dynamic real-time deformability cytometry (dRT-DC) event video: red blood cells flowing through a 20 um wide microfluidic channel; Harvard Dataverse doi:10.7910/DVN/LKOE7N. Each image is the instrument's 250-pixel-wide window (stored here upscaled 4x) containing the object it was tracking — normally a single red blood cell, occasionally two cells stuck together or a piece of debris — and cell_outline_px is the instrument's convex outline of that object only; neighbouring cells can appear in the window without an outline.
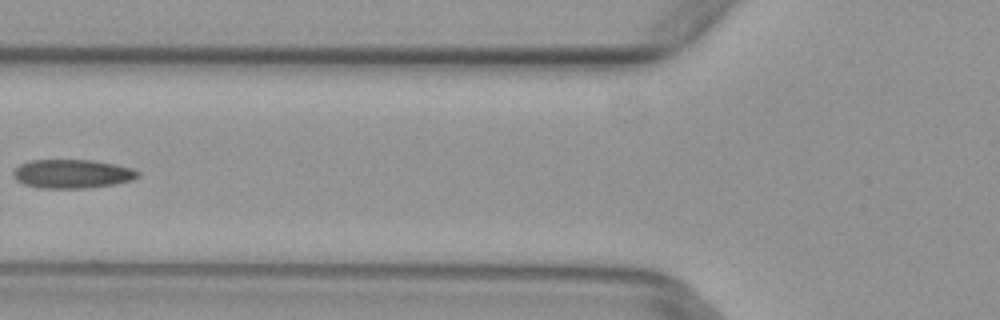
{"species": "common noctule bat (a hibernating species)", "species_latin": "Nyctalus noctula", "temperature_condition": "warm", "stored_images_in_passage": 4, "camera_frame_rate_fps": 3000, "um_per_image_px": 0.085, "animal": {"sex": "female", "body_mass_g": 29.2, "forearm_length_mm": 56.3}, "frame": {"image": 1, "passage_image": 4, "time_ms": 1.0, "image_size_px": [1000, 320], "cell_outline_px": [[140, 176], [132, 180], [116, 184], [84, 188], [40, 188], [24, 184], [16, 180], [12, 176], [12, 172], [20, 164], [28, 160], [92, 160], [116, 164], [136, 168], [140, 172]], "centroid_in_image_um": [6.17, 14.77], "position_along_channel_um": 119.6, "area_um2": 21.21}}